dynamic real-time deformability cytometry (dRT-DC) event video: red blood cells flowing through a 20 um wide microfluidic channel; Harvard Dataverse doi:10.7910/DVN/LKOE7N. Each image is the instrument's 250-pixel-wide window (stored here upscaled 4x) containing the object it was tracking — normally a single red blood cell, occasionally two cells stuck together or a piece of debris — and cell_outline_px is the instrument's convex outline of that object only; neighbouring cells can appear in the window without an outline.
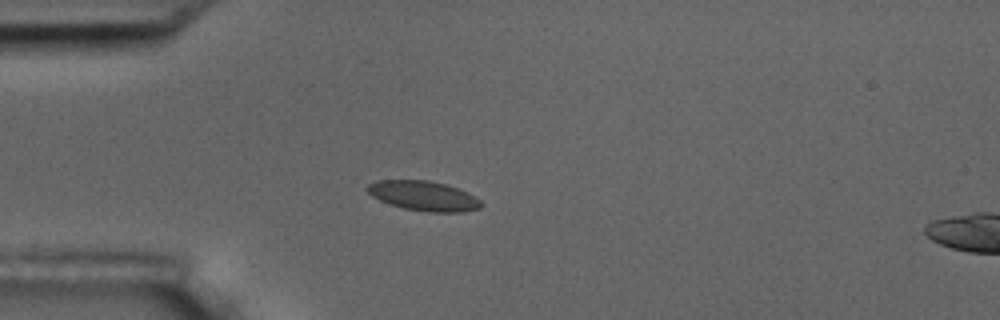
{"species": "common noctule bat (a hibernating species)", "species_latin": "Nyctalus noctula", "temperature_condition": "room temperature", "stored_images_in_passage": 1, "camera_frame_rate_fps": 3000, "um_per_image_px": 0.085, "animal": {"sex": "male", "body_mass_g": 17.5, "forearm_length_mm": 52.3}, "frame": {"image": 1, "passage_image": 1, "time_ms": 0.0, "image_size_px": [1000, 320], "cell_outline_px": [[484, 204], [480, 208], [460, 212], [428, 212], [404, 208], [380, 200], [372, 196], [364, 188], [368, 184], [376, 180], [428, 180], [448, 184], [468, 192], [476, 196]], "centroid_in_image_um": [36.03, 16.63], "position_along_channel_um": 49.0, "area_um2": 19.88}}